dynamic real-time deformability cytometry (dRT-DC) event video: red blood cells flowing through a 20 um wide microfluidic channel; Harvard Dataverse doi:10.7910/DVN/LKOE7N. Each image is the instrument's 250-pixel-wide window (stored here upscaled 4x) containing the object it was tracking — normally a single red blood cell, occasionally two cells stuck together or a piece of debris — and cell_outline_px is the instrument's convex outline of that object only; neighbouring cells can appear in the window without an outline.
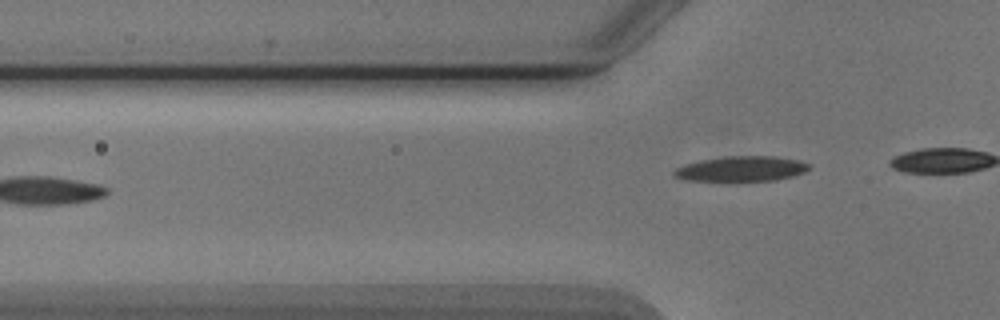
{"species": "Egyptian fruit bat (a non-hibernating species)", "species_latin": "Rousettus aegyptiacus", "temperature_condition": "cold", "stored_images_in_passage": 6, "camera_frame_rate_fps": 3000, "um_per_image_px": 0.085, "animal": {"sex": "male"}, "frame": {"image": 1, "passage_image": 6, "time_ms": 6.0, "image_size_px": [1000, 320], "cell_outline_px": [[808, 168], [804, 172], [792, 176], [776, 180], [684, 180], [672, 176], [672, 172], [676, 168], [684, 164], [724, 156], [776, 156], [796, 160], [808, 164]], "centroid_in_image_um": [62.96, 14.34], "position_along_channel_um": 62.8, "area_um2": 19.42}}